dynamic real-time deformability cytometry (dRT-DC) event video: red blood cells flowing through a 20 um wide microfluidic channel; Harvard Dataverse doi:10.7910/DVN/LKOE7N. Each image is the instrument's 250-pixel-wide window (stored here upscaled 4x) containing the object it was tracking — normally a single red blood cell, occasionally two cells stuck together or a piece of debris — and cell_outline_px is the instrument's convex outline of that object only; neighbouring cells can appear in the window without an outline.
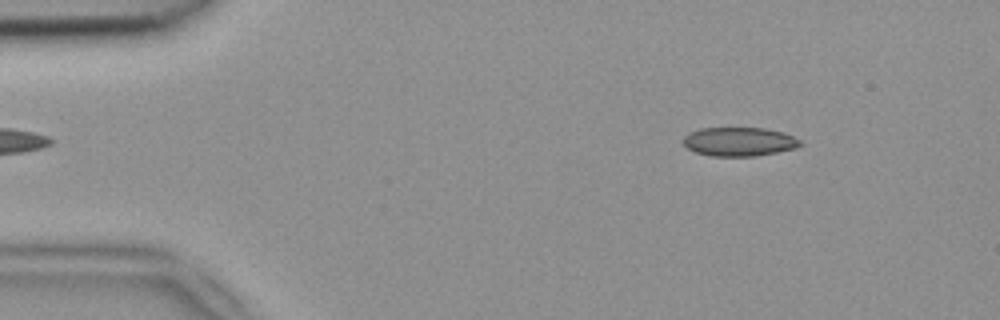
{"species": "common noctule bat (a hibernating species)", "species_latin": "Nyctalus noctula", "temperature_condition": "room temperature", "stored_images_in_passage": 4, "camera_frame_rate_fps": 3000, "um_per_image_px": 0.085, "animal": {"sex": "female", "body_mass_g": 18.4}, "frame": {"image": 1, "passage_image": 1, "time_ms": 0.0, "image_size_px": [1000, 320], "cell_outline_px": [[804, 144], [796, 148], [756, 156], [712, 156], [696, 152], [688, 148], [684, 144], [684, 136], [688, 132], [700, 128], [764, 128], [784, 132], [800, 140]], "centroid_in_image_um": [62.84, 12.04], "position_along_channel_um": 22.2, "area_um2": 19.71}}